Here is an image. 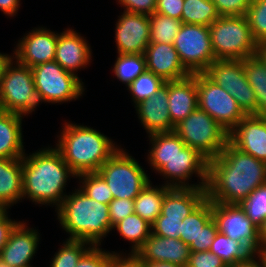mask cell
Wrapping results in <instances>:
<instances>
[{"label":"cell","mask_w":266,"mask_h":267,"mask_svg":"<svg viewBox=\"0 0 266 267\" xmlns=\"http://www.w3.org/2000/svg\"><path fill=\"white\" fill-rule=\"evenodd\" d=\"M252 0H212L220 16H245Z\"/></svg>","instance_id":"cell-42"},{"label":"cell","mask_w":266,"mask_h":267,"mask_svg":"<svg viewBox=\"0 0 266 267\" xmlns=\"http://www.w3.org/2000/svg\"><path fill=\"white\" fill-rule=\"evenodd\" d=\"M203 73L233 96L246 115H257L256 96L247 81L243 60H215Z\"/></svg>","instance_id":"cell-12"},{"label":"cell","mask_w":266,"mask_h":267,"mask_svg":"<svg viewBox=\"0 0 266 267\" xmlns=\"http://www.w3.org/2000/svg\"><path fill=\"white\" fill-rule=\"evenodd\" d=\"M38 105L32 69L12 57L0 82V111L25 116Z\"/></svg>","instance_id":"cell-8"},{"label":"cell","mask_w":266,"mask_h":267,"mask_svg":"<svg viewBox=\"0 0 266 267\" xmlns=\"http://www.w3.org/2000/svg\"><path fill=\"white\" fill-rule=\"evenodd\" d=\"M8 216H9L8 212H6L0 218V252L8 243L11 233L13 232L15 227L21 222V221L11 220Z\"/></svg>","instance_id":"cell-47"},{"label":"cell","mask_w":266,"mask_h":267,"mask_svg":"<svg viewBox=\"0 0 266 267\" xmlns=\"http://www.w3.org/2000/svg\"><path fill=\"white\" fill-rule=\"evenodd\" d=\"M259 253L266 255V220L259 228Z\"/></svg>","instance_id":"cell-50"},{"label":"cell","mask_w":266,"mask_h":267,"mask_svg":"<svg viewBox=\"0 0 266 267\" xmlns=\"http://www.w3.org/2000/svg\"><path fill=\"white\" fill-rule=\"evenodd\" d=\"M180 232V239L191 252L209 251L218 229L212 217V202L208 198L182 220Z\"/></svg>","instance_id":"cell-15"},{"label":"cell","mask_w":266,"mask_h":267,"mask_svg":"<svg viewBox=\"0 0 266 267\" xmlns=\"http://www.w3.org/2000/svg\"><path fill=\"white\" fill-rule=\"evenodd\" d=\"M23 117L0 111V158H22L27 154L22 142Z\"/></svg>","instance_id":"cell-26"},{"label":"cell","mask_w":266,"mask_h":267,"mask_svg":"<svg viewBox=\"0 0 266 267\" xmlns=\"http://www.w3.org/2000/svg\"><path fill=\"white\" fill-rule=\"evenodd\" d=\"M55 148L76 174L97 172L119 149L109 137L84 125L65 123Z\"/></svg>","instance_id":"cell-4"},{"label":"cell","mask_w":266,"mask_h":267,"mask_svg":"<svg viewBox=\"0 0 266 267\" xmlns=\"http://www.w3.org/2000/svg\"><path fill=\"white\" fill-rule=\"evenodd\" d=\"M229 267H266V255L253 253L246 260L237 262Z\"/></svg>","instance_id":"cell-48"},{"label":"cell","mask_w":266,"mask_h":267,"mask_svg":"<svg viewBox=\"0 0 266 267\" xmlns=\"http://www.w3.org/2000/svg\"><path fill=\"white\" fill-rule=\"evenodd\" d=\"M92 246L84 240L67 239L51 259L50 267H76L82 255Z\"/></svg>","instance_id":"cell-36"},{"label":"cell","mask_w":266,"mask_h":267,"mask_svg":"<svg viewBox=\"0 0 266 267\" xmlns=\"http://www.w3.org/2000/svg\"><path fill=\"white\" fill-rule=\"evenodd\" d=\"M112 229H116L117 232L125 240L131 242V252L126 255V258L133 257L136 252L143 246L144 242L150 236L152 229L151 224L142 219L138 214L133 213L118 223H116Z\"/></svg>","instance_id":"cell-29"},{"label":"cell","mask_w":266,"mask_h":267,"mask_svg":"<svg viewBox=\"0 0 266 267\" xmlns=\"http://www.w3.org/2000/svg\"><path fill=\"white\" fill-rule=\"evenodd\" d=\"M184 0H156L155 12L181 20Z\"/></svg>","instance_id":"cell-46"},{"label":"cell","mask_w":266,"mask_h":267,"mask_svg":"<svg viewBox=\"0 0 266 267\" xmlns=\"http://www.w3.org/2000/svg\"><path fill=\"white\" fill-rule=\"evenodd\" d=\"M133 213H135L134 199H113L109 203V217L112 228L116 223Z\"/></svg>","instance_id":"cell-43"},{"label":"cell","mask_w":266,"mask_h":267,"mask_svg":"<svg viewBox=\"0 0 266 267\" xmlns=\"http://www.w3.org/2000/svg\"><path fill=\"white\" fill-rule=\"evenodd\" d=\"M0 267H8V266L0 262Z\"/></svg>","instance_id":"cell-56"},{"label":"cell","mask_w":266,"mask_h":267,"mask_svg":"<svg viewBox=\"0 0 266 267\" xmlns=\"http://www.w3.org/2000/svg\"><path fill=\"white\" fill-rule=\"evenodd\" d=\"M220 17L212 0H184L181 21L210 26Z\"/></svg>","instance_id":"cell-32"},{"label":"cell","mask_w":266,"mask_h":267,"mask_svg":"<svg viewBox=\"0 0 266 267\" xmlns=\"http://www.w3.org/2000/svg\"><path fill=\"white\" fill-rule=\"evenodd\" d=\"M266 183V162L239 150L230 141L209 160L207 198L211 202L240 204Z\"/></svg>","instance_id":"cell-1"},{"label":"cell","mask_w":266,"mask_h":267,"mask_svg":"<svg viewBox=\"0 0 266 267\" xmlns=\"http://www.w3.org/2000/svg\"><path fill=\"white\" fill-rule=\"evenodd\" d=\"M130 13L151 15L156 9V0H117Z\"/></svg>","instance_id":"cell-45"},{"label":"cell","mask_w":266,"mask_h":267,"mask_svg":"<svg viewBox=\"0 0 266 267\" xmlns=\"http://www.w3.org/2000/svg\"><path fill=\"white\" fill-rule=\"evenodd\" d=\"M207 198L206 188H171L163 199V216L185 218Z\"/></svg>","instance_id":"cell-25"},{"label":"cell","mask_w":266,"mask_h":267,"mask_svg":"<svg viewBox=\"0 0 266 267\" xmlns=\"http://www.w3.org/2000/svg\"><path fill=\"white\" fill-rule=\"evenodd\" d=\"M245 16L255 41L266 42V0H252Z\"/></svg>","instance_id":"cell-39"},{"label":"cell","mask_w":266,"mask_h":267,"mask_svg":"<svg viewBox=\"0 0 266 267\" xmlns=\"http://www.w3.org/2000/svg\"><path fill=\"white\" fill-rule=\"evenodd\" d=\"M58 33L38 27L18 40L12 53L13 58L30 68L54 61Z\"/></svg>","instance_id":"cell-16"},{"label":"cell","mask_w":266,"mask_h":267,"mask_svg":"<svg viewBox=\"0 0 266 267\" xmlns=\"http://www.w3.org/2000/svg\"><path fill=\"white\" fill-rule=\"evenodd\" d=\"M229 141L239 150L266 162V116L246 115L229 132Z\"/></svg>","instance_id":"cell-19"},{"label":"cell","mask_w":266,"mask_h":267,"mask_svg":"<svg viewBox=\"0 0 266 267\" xmlns=\"http://www.w3.org/2000/svg\"><path fill=\"white\" fill-rule=\"evenodd\" d=\"M186 267H227L226 264L211 251L191 252Z\"/></svg>","instance_id":"cell-44"},{"label":"cell","mask_w":266,"mask_h":267,"mask_svg":"<svg viewBox=\"0 0 266 267\" xmlns=\"http://www.w3.org/2000/svg\"><path fill=\"white\" fill-rule=\"evenodd\" d=\"M209 251L218 256L227 267L246 260L252 253L241 243L217 232Z\"/></svg>","instance_id":"cell-31"},{"label":"cell","mask_w":266,"mask_h":267,"mask_svg":"<svg viewBox=\"0 0 266 267\" xmlns=\"http://www.w3.org/2000/svg\"><path fill=\"white\" fill-rule=\"evenodd\" d=\"M184 218H168L160 214L151 225L152 233L160 237L179 239L181 236L180 227Z\"/></svg>","instance_id":"cell-41"},{"label":"cell","mask_w":266,"mask_h":267,"mask_svg":"<svg viewBox=\"0 0 266 267\" xmlns=\"http://www.w3.org/2000/svg\"><path fill=\"white\" fill-rule=\"evenodd\" d=\"M114 199H135L150 182L148 174L121 146L97 171Z\"/></svg>","instance_id":"cell-9"},{"label":"cell","mask_w":266,"mask_h":267,"mask_svg":"<svg viewBox=\"0 0 266 267\" xmlns=\"http://www.w3.org/2000/svg\"><path fill=\"white\" fill-rule=\"evenodd\" d=\"M7 208L2 204L0 203V218L7 212Z\"/></svg>","instance_id":"cell-55"},{"label":"cell","mask_w":266,"mask_h":267,"mask_svg":"<svg viewBox=\"0 0 266 267\" xmlns=\"http://www.w3.org/2000/svg\"><path fill=\"white\" fill-rule=\"evenodd\" d=\"M89 45L85 37L68 28L58 34L54 61L78 77L76 74L78 69L86 68L92 60V50Z\"/></svg>","instance_id":"cell-21"},{"label":"cell","mask_w":266,"mask_h":267,"mask_svg":"<svg viewBox=\"0 0 266 267\" xmlns=\"http://www.w3.org/2000/svg\"><path fill=\"white\" fill-rule=\"evenodd\" d=\"M212 217L218 232L241 242L252 254L259 253V228L247 217L240 204L212 202Z\"/></svg>","instance_id":"cell-14"},{"label":"cell","mask_w":266,"mask_h":267,"mask_svg":"<svg viewBox=\"0 0 266 267\" xmlns=\"http://www.w3.org/2000/svg\"><path fill=\"white\" fill-rule=\"evenodd\" d=\"M13 56L9 55V54H3L0 53V82L1 79L3 77V73H4V69L7 65V63L9 62V60L12 58Z\"/></svg>","instance_id":"cell-53"},{"label":"cell","mask_w":266,"mask_h":267,"mask_svg":"<svg viewBox=\"0 0 266 267\" xmlns=\"http://www.w3.org/2000/svg\"><path fill=\"white\" fill-rule=\"evenodd\" d=\"M256 55L260 58V60L266 65V42H262L258 44Z\"/></svg>","instance_id":"cell-54"},{"label":"cell","mask_w":266,"mask_h":267,"mask_svg":"<svg viewBox=\"0 0 266 267\" xmlns=\"http://www.w3.org/2000/svg\"><path fill=\"white\" fill-rule=\"evenodd\" d=\"M75 178L81 180L78 188L91 199L107 205L114 199L109 186L98 172L82 173Z\"/></svg>","instance_id":"cell-35"},{"label":"cell","mask_w":266,"mask_h":267,"mask_svg":"<svg viewBox=\"0 0 266 267\" xmlns=\"http://www.w3.org/2000/svg\"><path fill=\"white\" fill-rule=\"evenodd\" d=\"M170 189L164 184L152 186L150 181L134 199L135 213L152 225L161 214L163 199Z\"/></svg>","instance_id":"cell-28"},{"label":"cell","mask_w":266,"mask_h":267,"mask_svg":"<svg viewBox=\"0 0 266 267\" xmlns=\"http://www.w3.org/2000/svg\"><path fill=\"white\" fill-rule=\"evenodd\" d=\"M56 212L70 240H84L100 246L102 239L113 230L109 205L91 199L79 188L64 198Z\"/></svg>","instance_id":"cell-5"},{"label":"cell","mask_w":266,"mask_h":267,"mask_svg":"<svg viewBox=\"0 0 266 267\" xmlns=\"http://www.w3.org/2000/svg\"><path fill=\"white\" fill-rule=\"evenodd\" d=\"M31 69L39 104L75 101L85 91L82 80L67 72L56 61L46 62Z\"/></svg>","instance_id":"cell-10"},{"label":"cell","mask_w":266,"mask_h":267,"mask_svg":"<svg viewBox=\"0 0 266 267\" xmlns=\"http://www.w3.org/2000/svg\"><path fill=\"white\" fill-rule=\"evenodd\" d=\"M246 78L257 100V115L266 111V65L257 55L243 60Z\"/></svg>","instance_id":"cell-30"},{"label":"cell","mask_w":266,"mask_h":267,"mask_svg":"<svg viewBox=\"0 0 266 267\" xmlns=\"http://www.w3.org/2000/svg\"><path fill=\"white\" fill-rule=\"evenodd\" d=\"M174 132L208 160L216 158L229 141V132L199 107L176 124Z\"/></svg>","instance_id":"cell-7"},{"label":"cell","mask_w":266,"mask_h":267,"mask_svg":"<svg viewBox=\"0 0 266 267\" xmlns=\"http://www.w3.org/2000/svg\"><path fill=\"white\" fill-rule=\"evenodd\" d=\"M111 252L102 250L99 245H92L82 255L76 267H112L119 258H126L120 252Z\"/></svg>","instance_id":"cell-40"},{"label":"cell","mask_w":266,"mask_h":267,"mask_svg":"<svg viewBox=\"0 0 266 267\" xmlns=\"http://www.w3.org/2000/svg\"><path fill=\"white\" fill-rule=\"evenodd\" d=\"M168 81L154 95L135 105L136 113L147 134L173 132L168 110Z\"/></svg>","instance_id":"cell-23"},{"label":"cell","mask_w":266,"mask_h":267,"mask_svg":"<svg viewBox=\"0 0 266 267\" xmlns=\"http://www.w3.org/2000/svg\"><path fill=\"white\" fill-rule=\"evenodd\" d=\"M146 70L166 81L187 78L191 73L181 63L173 44L149 43L145 50Z\"/></svg>","instance_id":"cell-22"},{"label":"cell","mask_w":266,"mask_h":267,"mask_svg":"<svg viewBox=\"0 0 266 267\" xmlns=\"http://www.w3.org/2000/svg\"><path fill=\"white\" fill-rule=\"evenodd\" d=\"M240 205L252 223L260 228L266 220V183L255 189Z\"/></svg>","instance_id":"cell-38"},{"label":"cell","mask_w":266,"mask_h":267,"mask_svg":"<svg viewBox=\"0 0 266 267\" xmlns=\"http://www.w3.org/2000/svg\"><path fill=\"white\" fill-rule=\"evenodd\" d=\"M173 46L184 67L191 73H203L216 59L208 26L183 23Z\"/></svg>","instance_id":"cell-11"},{"label":"cell","mask_w":266,"mask_h":267,"mask_svg":"<svg viewBox=\"0 0 266 267\" xmlns=\"http://www.w3.org/2000/svg\"><path fill=\"white\" fill-rule=\"evenodd\" d=\"M150 43L173 44L183 24L181 20L154 12L149 16Z\"/></svg>","instance_id":"cell-34"},{"label":"cell","mask_w":266,"mask_h":267,"mask_svg":"<svg viewBox=\"0 0 266 267\" xmlns=\"http://www.w3.org/2000/svg\"><path fill=\"white\" fill-rule=\"evenodd\" d=\"M168 102L169 115L174 126L198 107L196 73L181 80L168 81Z\"/></svg>","instance_id":"cell-24"},{"label":"cell","mask_w":266,"mask_h":267,"mask_svg":"<svg viewBox=\"0 0 266 267\" xmlns=\"http://www.w3.org/2000/svg\"><path fill=\"white\" fill-rule=\"evenodd\" d=\"M190 247L179 239L160 237L151 232L143 246L131 257L135 262H169L186 267Z\"/></svg>","instance_id":"cell-18"},{"label":"cell","mask_w":266,"mask_h":267,"mask_svg":"<svg viewBox=\"0 0 266 267\" xmlns=\"http://www.w3.org/2000/svg\"><path fill=\"white\" fill-rule=\"evenodd\" d=\"M77 176L54 147L42 148L22 157L23 199L35 204L51 205L56 210L67 196L69 177Z\"/></svg>","instance_id":"cell-3"},{"label":"cell","mask_w":266,"mask_h":267,"mask_svg":"<svg viewBox=\"0 0 266 267\" xmlns=\"http://www.w3.org/2000/svg\"><path fill=\"white\" fill-rule=\"evenodd\" d=\"M115 24L118 54H144L150 43L149 15L123 11Z\"/></svg>","instance_id":"cell-17"},{"label":"cell","mask_w":266,"mask_h":267,"mask_svg":"<svg viewBox=\"0 0 266 267\" xmlns=\"http://www.w3.org/2000/svg\"><path fill=\"white\" fill-rule=\"evenodd\" d=\"M112 267H138L132 258H119Z\"/></svg>","instance_id":"cell-52"},{"label":"cell","mask_w":266,"mask_h":267,"mask_svg":"<svg viewBox=\"0 0 266 267\" xmlns=\"http://www.w3.org/2000/svg\"><path fill=\"white\" fill-rule=\"evenodd\" d=\"M20 0H0V10L9 17L16 16Z\"/></svg>","instance_id":"cell-49"},{"label":"cell","mask_w":266,"mask_h":267,"mask_svg":"<svg viewBox=\"0 0 266 267\" xmlns=\"http://www.w3.org/2000/svg\"><path fill=\"white\" fill-rule=\"evenodd\" d=\"M151 148L148 163L165 178V186L171 188H206L208 183L209 160L198 150L185 145L173 132L153 133L148 135ZM195 174L199 184H189Z\"/></svg>","instance_id":"cell-2"},{"label":"cell","mask_w":266,"mask_h":267,"mask_svg":"<svg viewBox=\"0 0 266 267\" xmlns=\"http://www.w3.org/2000/svg\"><path fill=\"white\" fill-rule=\"evenodd\" d=\"M22 199V158H0V203L9 209Z\"/></svg>","instance_id":"cell-27"},{"label":"cell","mask_w":266,"mask_h":267,"mask_svg":"<svg viewBox=\"0 0 266 267\" xmlns=\"http://www.w3.org/2000/svg\"><path fill=\"white\" fill-rule=\"evenodd\" d=\"M198 107L230 132L246 114L226 90L215 84L204 73H196Z\"/></svg>","instance_id":"cell-13"},{"label":"cell","mask_w":266,"mask_h":267,"mask_svg":"<svg viewBox=\"0 0 266 267\" xmlns=\"http://www.w3.org/2000/svg\"><path fill=\"white\" fill-rule=\"evenodd\" d=\"M209 30L216 60H244L256 55L258 43L246 16H220Z\"/></svg>","instance_id":"cell-6"},{"label":"cell","mask_w":266,"mask_h":267,"mask_svg":"<svg viewBox=\"0 0 266 267\" xmlns=\"http://www.w3.org/2000/svg\"><path fill=\"white\" fill-rule=\"evenodd\" d=\"M138 267H182L169 262H136Z\"/></svg>","instance_id":"cell-51"},{"label":"cell","mask_w":266,"mask_h":267,"mask_svg":"<svg viewBox=\"0 0 266 267\" xmlns=\"http://www.w3.org/2000/svg\"><path fill=\"white\" fill-rule=\"evenodd\" d=\"M164 84L165 81L161 77L146 70L127 86V90L130 91L133 104L136 105L143 100L149 99Z\"/></svg>","instance_id":"cell-37"},{"label":"cell","mask_w":266,"mask_h":267,"mask_svg":"<svg viewBox=\"0 0 266 267\" xmlns=\"http://www.w3.org/2000/svg\"><path fill=\"white\" fill-rule=\"evenodd\" d=\"M40 233L21 221L0 252V262L8 267H32L31 260L39 245Z\"/></svg>","instance_id":"cell-20"},{"label":"cell","mask_w":266,"mask_h":267,"mask_svg":"<svg viewBox=\"0 0 266 267\" xmlns=\"http://www.w3.org/2000/svg\"><path fill=\"white\" fill-rule=\"evenodd\" d=\"M113 66L114 76L127 87L146 71V58L144 54H118Z\"/></svg>","instance_id":"cell-33"}]
</instances>
